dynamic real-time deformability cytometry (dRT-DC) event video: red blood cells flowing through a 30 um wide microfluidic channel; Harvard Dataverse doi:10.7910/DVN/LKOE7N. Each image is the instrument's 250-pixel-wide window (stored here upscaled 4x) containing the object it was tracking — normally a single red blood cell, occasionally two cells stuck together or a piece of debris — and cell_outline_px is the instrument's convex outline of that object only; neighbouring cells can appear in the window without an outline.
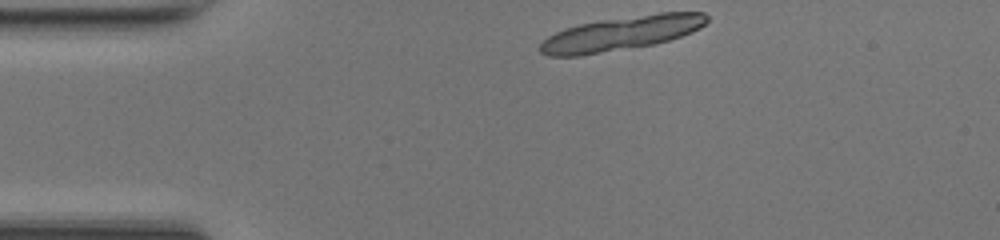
{"species": "common noctule bat (a hibernating species)", "species_latin": "Nyctalus noctula", "temperature_condition": "room temperature", "stored_images_in_passage": 8, "camera_frame_rate_fps": 3000, "um_per_image_px": 0.085, "animal": {"sex": "female", "body_mass_g": 17.0, "forearm_length_mm": 48.0}, "frame": {"image": 1, "passage_image": 1, "time_ms": 0.0, "image_size_px": [1000, 240], "cell_outline_px": [[708, 20], [700, 28], [692, 32], [656, 44], [580, 56], [548, 56], [540, 52], [536, 48], [548, 36], [564, 28], [580, 24], [604, 20], [660, 12], [704, 12], [708, 16]], "centroid_in_image_um": [52.8, 2.85], "position_along_channel_um": 32.2, "area_um2": 33.12}}